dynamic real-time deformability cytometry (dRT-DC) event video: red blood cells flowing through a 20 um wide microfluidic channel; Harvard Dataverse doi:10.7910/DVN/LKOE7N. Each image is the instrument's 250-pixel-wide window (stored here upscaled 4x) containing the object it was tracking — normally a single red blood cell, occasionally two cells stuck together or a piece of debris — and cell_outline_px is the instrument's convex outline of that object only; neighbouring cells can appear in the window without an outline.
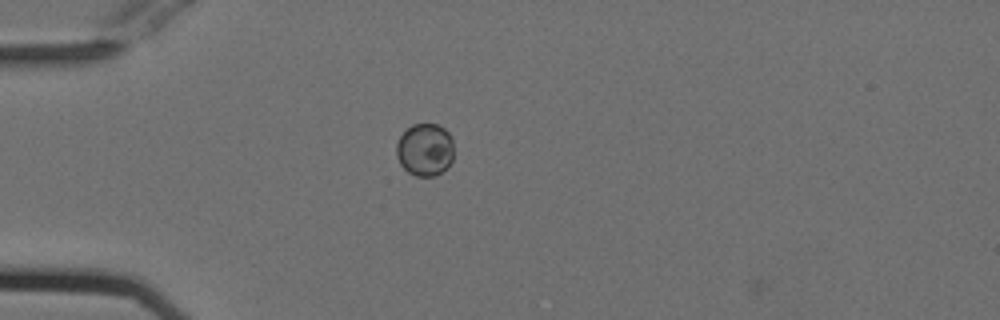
{"species": "Egyptian fruit bat (a non-hibernating species)", "species_latin": "Rousettus aegyptiacus", "temperature_condition": "cold", "stored_images_in_passage": 40, "camera_frame_rate_fps": 3000, "um_per_image_px": 0.085, "animal": {"sex": "female"}, "frame": {"image": 1, "passage_image": 1, "time_ms": 0.0, "image_size_px": [1000, 320], "cell_outline_px": [[452, 160], [440, 172], [432, 176], [416, 176], [408, 172], [400, 164], [396, 156], [396, 144], [400, 136], [412, 124], [436, 124], [444, 128], [452, 136]], "centroid_in_image_um": [36.09, 12.71], "position_along_channel_um": 48.9, "area_um2": 17.46}}
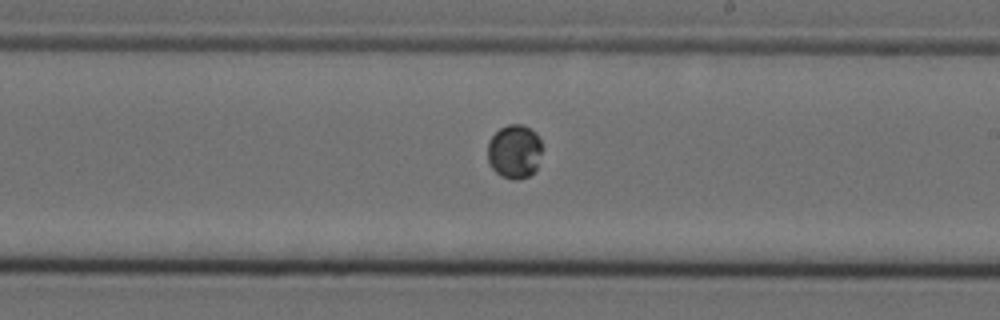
{"frame": {"image": 2, "passage_image": 18, "time_ms": 5.667, "image_size_px": [1000, 320], "cell_outline_px": [[540, 152], [536, 172], [528, 176], [516, 180], [512, 180], [500, 176], [492, 168], [488, 160], [488, 140], [500, 128], [508, 124], [524, 124], [536, 132], [540, 140]], "centroid_in_image_um": [43.72, 12.88], "position_along_channel_um": 245.3, "area_um2": 17.22}}
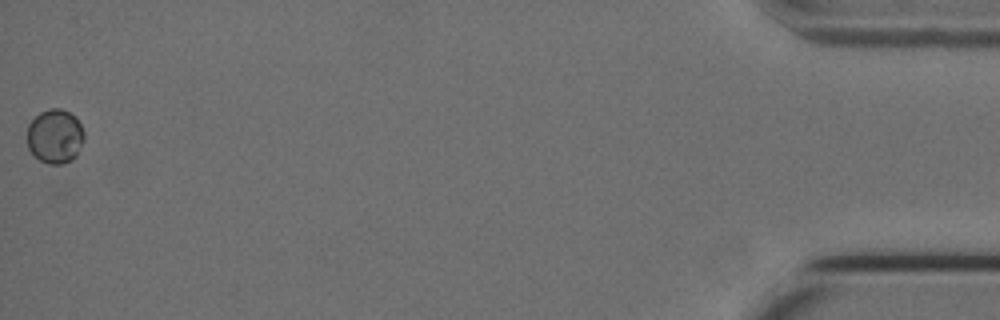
{"frame": {"image": 3, "passage_image": 40, "time_ms": 13.0, "image_size_px": [1000, 320], "cell_outline_px": [[84, 140], [76, 156], [72, 160], [60, 164], [48, 164], [40, 160], [28, 148], [28, 124], [40, 112], [48, 108], [60, 108], [76, 116], [84, 132]], "centroid_in_image_um": [4.69, 11.57], "position_along_channel_um": 430.5, "area_um2": 18.03}}